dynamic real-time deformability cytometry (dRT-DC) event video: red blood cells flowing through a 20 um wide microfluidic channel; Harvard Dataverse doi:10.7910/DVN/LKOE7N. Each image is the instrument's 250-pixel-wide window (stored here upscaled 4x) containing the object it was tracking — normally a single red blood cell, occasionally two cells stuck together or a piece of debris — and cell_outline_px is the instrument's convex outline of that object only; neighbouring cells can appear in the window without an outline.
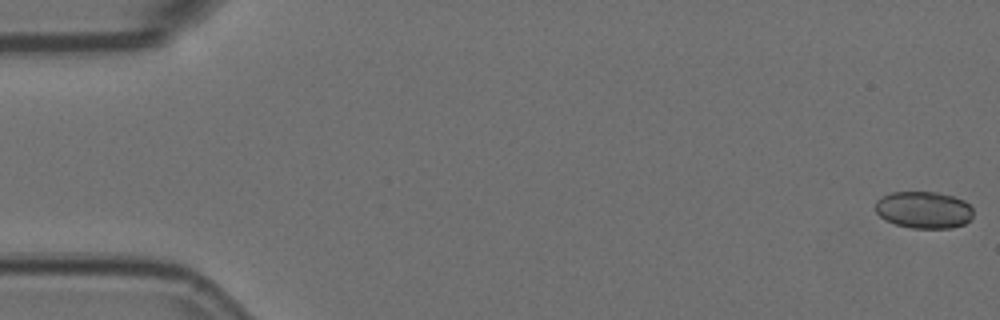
{"species": "Egyptian fruit bat (a non-hibernating species)", "species_latin": "Rousettus aegyptiacus", "temperature_condition": "room temperature", "stored_images_in_passage": 5, "camera_frame_rate_fps": 3000, "um_per_image_px": 0.085, "animal": {"sex": "female"}, "frame": {"image": 1, "passage_image": 1, "time_ms": 0.0, "image_size_px": [1000, 320], "cell_outline_px": [[972, 216], [964, 224], [952, 228], [912, 228], [896, 224], [880, 216], [876, 212], [876, 200], [880, 196], [892, 192], [936, 192], [952, 196], [964, 200], [972, 208]], "centroid_in_image_um": [78.51, 17.83], "position_along_channel_um": 6.5, "area_um2": 20.98}}
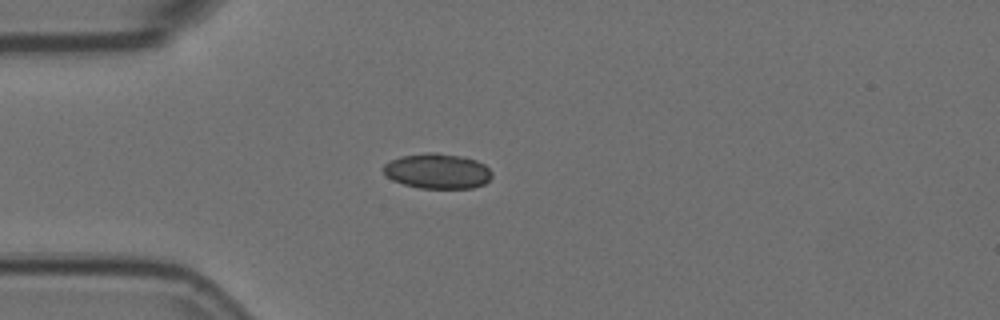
{"frame": {"image": 2, "passage_image": 5, "time_ms": 1.333, "image_size_px": [1000, 320], "cell_outline_px": [[492, 176], [484, 184], [472, 188], [420, 188], [404, 184], [392, 180], [380, 168], [384, 164], [400, 156], [428, 152], [436, 152], [464, 156], [476, 160], [484, 164], [492, 172]], "centroid_in_image_um": [37.18, 14.53], "position_along_channel_um": 47.8, "area_um2": 22.37}}